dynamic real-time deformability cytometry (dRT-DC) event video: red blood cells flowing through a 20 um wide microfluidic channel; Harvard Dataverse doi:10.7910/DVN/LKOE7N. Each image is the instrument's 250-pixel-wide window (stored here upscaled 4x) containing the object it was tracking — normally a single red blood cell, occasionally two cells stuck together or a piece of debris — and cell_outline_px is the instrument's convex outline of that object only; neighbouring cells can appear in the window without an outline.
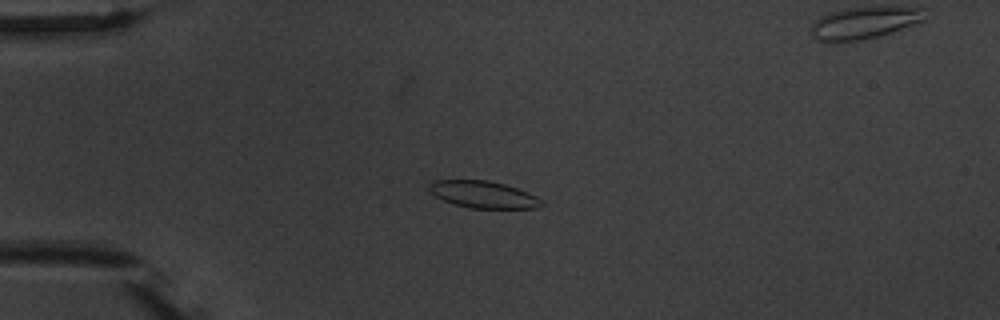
{"species": "common noctule bat (a hibernating species)", "species_latin": "Nyctalus noctula", "temperature_condition": "warm", "stored_images_in_passage": 9, "camera_frame_rate_fps": 3000, "um_per_image_px": 0.085, "animal": {"sex": "male", "body_mass_g": 20.1, "forearm_length_mm": 53.5}, "frame": {"image": 1, "passage_image": 3, "time_ms": 2.333, "image_size_px": [1000, 320], "cell_outline_px": [[544, 204], [536, 208], [472, 208], [456, 204], [444, 200], [436, 196], [428, 188], [428, 184], [432, 180], [488, 180], [504, 184], [528, 192], [544, 200]], "centroid_in_image_um": [41.1, 16.53], "position_along_channel_um": 43.9, "area_um2": 17.57}}
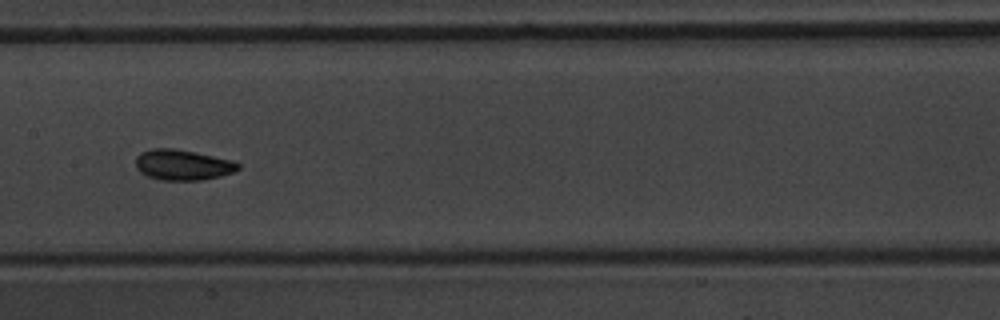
{"frame": {"image": 2, "passage_image": 7, "time_ms": 7.0, "image_size_px": [1000, 320], "cell_outline_px": [[240, 168], [232, 172], [220, 176], [204, 180], [164, 180], [148, 176], [140, 172], [136, 168], [136, 156], [140, 152], [152, 148], [176, 148], [196, 152], [232, 160], [240, 164]], "centroid_in_image_um": [15.52, 14.0], "position_along_channel_um": 191.9, "area_um2": 18.32}}
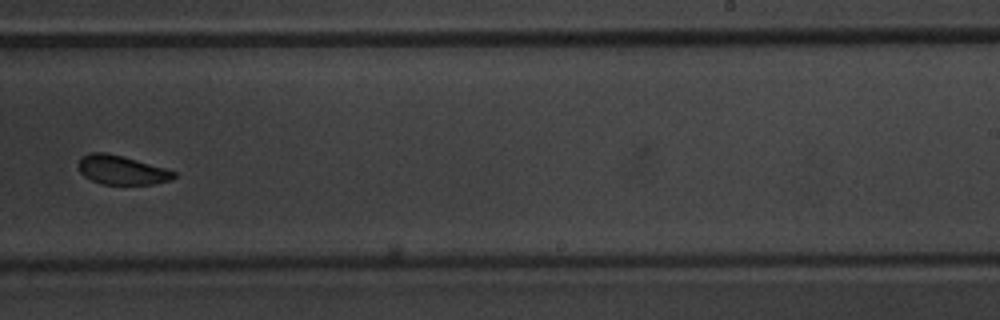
{"frame": {"image": 3, "passage_image": 9, "time_ms": 9.333, "image_size_px": [1000, 320], "cell_outline_px": [[176, 176], [172, 180], [152, 184], [104, 184], [92, 180], [84, 176], [80, 172], [76, 164], [84, 156], [92, 152], [104, 152], [136, 160], [164, 168], [176, 172]], "centroid_in_image_um": [10.33, 14.46], "position_along_channel_um": 278.7, "area_um2": 15.9}}